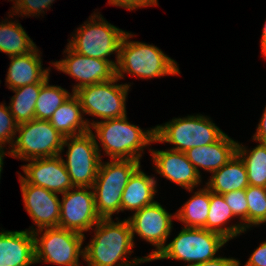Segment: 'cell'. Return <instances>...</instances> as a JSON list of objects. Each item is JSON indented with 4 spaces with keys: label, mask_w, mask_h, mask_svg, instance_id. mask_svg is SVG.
Listing matches in <instances>:
<instances>
[{
    "label": "cell",
    "mask_w": 266,
    "mask_h": 266,
    "mask_svg": "<svg viewBox=\"0 0 266 266\" xmlns=\"http://www.w3.org/2000/svg\"><path fill=\"white\" fill-rule=\"evenodd\" d=\"M17 127L18 124L11 114L9 106L6 103H0V149L8 150L11 148ZM7 144L9 146L8 149Z\"/></svg>",
    "instance_id": "obj_30"
},
{
    "label": "cell",
    "mask_w": 266,
    "mask_h": 266,
    "mask_svg": "<svg viewBox=\"0 0 266 266\" xmlns=\"http://www.w3.org/2000/svg\"><path fill=\"white\" fill-rule=\"evenodd\" d=\"M204 186L211 192L222 195L230 191L246 189L249 183L244 161L236 153L230 161L211 174Z\"/></svg>",
    "instance_id": "obj_22"
},
{
    "label": "cell",
    "mask_w": 266,
    "mask_h": 266,
    "mask_svg": "<svg viewBox=\"0 0 266 266\" xmlns=\"http://www.w3.org/2000/svg\"><path fill=\"white\" fill-rule=\"evenodd\" d=\"M225 132L211 117L193 114L155 126V139L152 143H170L172 150L186 152L194 147H201L218 141Z\"/></svg>",
    "instance_id": "obj_5"
},
{
    "label": "cell",
    "mask_w": 266,
    "mask_h": 266,
    "mask_svg": "<svg viewBox=\"0 0 266 266\" xmlns=\"http://www.w3.org/2000/svg\"><path fill=\"white\" fill-rule=\"evenodd\" d=\"M8 15L10 21L6 18L0 22V52L5 53L8 57L33 52L37 48L36 44L26 33L20 22L12 20L13 13L8 12Z\"/></svg>",
    "instance_id": "obj_24"
},
{
    "label": "cell",
    "mask_w": 266,
    "mask_h": 266,
    "mask_svg": "<svg viewBox=\"0 0 266 266\" xmlns=\"http://www.w3.org/2000/svg\"><path fill=\"white\" fill-rule=\"evenodd\" d=\"M240 265L241 263L240 260L238 259H235L233 257L227 258L219 255L214 259L192 266H240Z\"/></svg>",
    "instance_id": "obj_35"
},
{
    "label": "cell",
    "mask_w": 266,
    "mask_h": 266,
    "mask_svg": "<svg viewBox=\"0 0 266 266\" xmlns=\"http://www.w3.org/2000/svg\"><path fill=\"white\" fill-rule=\"evenodd\" d=\"M237 143L238 141L229 137L228 134H224L218 141L188 149L185 154L202 177L200 169L212 174L230 161L237 153Z\"/></svg>",
    "instance_id": "obj_18"
},
{
    "label": "cell",
    "mask_w": 266,
    "mask_h": 266,
    "mask_svg": "<svg viewBox=\"0 0 266 266\" xmlns=\"http://www.w3.org/2000/svg\"><path fill=\"white\" fill-rule=\"evenodd\" d=\"M109 5L125 8L129 11L149 6H157L158 0H108Z\"/></svg>",
    "instance_id": "obj_33"
},
{
    "label": "cell",
    "mask_w": 266,
    "mask_h": 266,
    "mask_svg": "<svg viewBox=\"0 0 266 266\" xmlns=\"http://www.w3.org/2000/svg\"><path fill=\"white\" fill-rule=\"evenodd\" d=\"M227 242L229 241L216 232L183 227L153 261L174 259L188 263L185 266L204 263L216 258V254Z\"/></svg>",
    "instance_id": "obj_7"
},
{
    "label": "cell",
    "mask_w": 266,
    "mask_h": 266,
    "mask_svg": "<svg viewBox=\"0 0 266 266\" xmlns=\"http://www.w3.org/2000/svg\"><path fill=\"white\" fill-rule=\"evenodd\" d=\"M65 147L66 160L63 159ZM73 186L93 187L102 157H100L91 131L77 136L65 137L60 153Z\"/></svg>",
    "instance_id": "obj_11"
},
{
    "label": "cell",
    "mask_w": 266,
    "mask_h": 266,
    "mask_svg": "<svg viewBox=\"0 0 266 266\" xmlns=\"http://www.w3.org/2000/svg\"><path fill=\"white\" fill-rule=\"evenodd\" d=\"M116 221L101 219L91 229L94 234L84 247L83 260L87 266H139L149 262L145 257L130 259L135 247L130 224L119 217Z\"/></svg>",
    "instance_id": "obj_1"
},
{
    "label": "cell",
    "mask_w": 266,
    "mask_h": 266,
    "mask_svg": "<svg viewBox=\"0 0 266 266\" xmlns=\"http://www.w3.org/2000/svg\"><path fill=\"white\" fill-rule=\"evenodd\" d=\"M89 118H84L83 110L78 97L72 93L68 99L60 105L52 117L51 125L64 137L77 136L90 131Z\"/></svg>",
    "instance_id": "obj_21"
},
{
    "label": "cell",
    "mask_w": 266,
    "mask_h": 266,
    "mask_svg": "<svg viewBox=\"0 0 266 266\" xmlns=\"http://www.w3.org/2000/svg\"><path fill=\"white\" fill-rule=\"evenodd\" d=\"M132 214L126 219L131 227L133 241L137 235L153 248L155 247L151 253L144 256L151 262L165 248L168 238L172 235L173 220H176L175 213L171 214L156 201Z\"/></svg>",
    "instance_id": "obj_12"
},
{
    "label": "cell",
    "mask_w": 266,
    "mask_h": 266,
    "mask_svg": "<svg viewBox=\"0 0 266 266\" xmlns=\"http://www.w3.org/2000/svg\"><path fill=\"white\" fill-rule=\"evenodd\" d=\"M65 137L49 120L33 119L19 124L9 155L21 161L60 155Z\"/></svg>",
    "instance_id": "obj_8"
},
{
    "label": "cell",
    "mask_w": 266,
    "mask_h": 266,
    "mask_svg": "<svg viewBox=\"0 0 266 266\" xmlns=\"http://www.w3.org/2000/svg\"><path fill=\"white\" fill-rule=\"evenodd\" d=\"M157 178L147 175L141 166L132 174L121 198V212L138 211L145 206L155 203L157 189Z\"/></svg>",
    "instance_id": "obj_20"
},
{
    "label": "cell",
    "mask_w": 266,
    "mask_h": 266,
    "mask_svg": "<svg viewBox=\"0 0 266 266\" xmlns=\"http://www.w3.org/2000/svg\"><path fill=\"white\" fill-rule=\"evenodd\" d=\"M187 190L193 193L192 196L175 212L176 220L180 221L183 227L204 228L210 208V190L205 186L197 191Z\"/></svg>",
    "instance_id": "obj_25"
},
{
    "label": "cell",
    "mask_w": 266,
    "mask_h": 266,
    "mask_svg": "<svg viewBox=\"0 0 266 266\" xmlns=\"http://www.w3.org/2000/svg\"><path fill=\"white\" fill-rule=\"evenodd\" d=\"M135 34L126 32L119 51L116 76L122 80L125 74L139 79H153L164 76L180 75L177 62L157 46L131 41Z\"/></svg>",
    "instance_id": "obj_3"
},
{
    "label": "cell",
    "mask_w": 266,
    "mask_h": 266,
    "mask_svg": "<svg viewBox=\"0 0 266 266\" xmlns=\"http://www.w3.org/2000/svg\"><path fill=\"white\" fill-rule=\"evenodd\" d=\"M49 79L42 85L35 106V118L50 120L55 110L62 105L72 92L61 86L49 84Z\"/></svg>",
    "instance_id": "obj_28"
},
{
    "label": "cell",
    "mask_w": 266,
    "mask_h": 266,
    "mask_svg": "<svg viewBox=\"0 0 266 266\" xmlns=\"http://www.w3.org/2000/svg\"><path fill=\"white\" fill-rule=\"evenodd\" d=\"M234 217L223 195L210 191V208L206 230L216 232L228 241L233 240L246 232L242 223L229 225L231 219H235Z\"/></svg>",
    "instance_id": "obj_23"
},
{
    "label": "cell",
    "mask_w": 266,
    "mask_h": 266,
    "mask_svg": "<svg viewBox=\"0 0 266 266\" xmlns=\"http://www.w3.org/2000/svg\"><path fill=\"white\" fill-rule=\"evenodd\" d=\"M260 44H261V46H260L261 47V55H263L264 58L266 59V20H265L264 27L262 30Z\"/></svg>",
    "instance_id": "obj_37"
},
{
    "label": "cell",
    "mask_w": 266,
    "mask_h": 266,
    "mask_svg": "<svg viewBox=\"0 0 266 266\" xmlns=\"http://www.w3.org/2000/svg\"><path fill=\"white\" fill-rule=\"evenodd\" d=\"M38 47L29 54L9 57L10 63L5 85L13 90L29 84L41 82L51 71V67H42V52Z\"/></svg>",
    "instance_id": "obj_19"
},
{
    "label": "cell",
    "mask_w": 266,
    "mask_h": 266,
    "mask_svg": "<svg viewBox=\"0 0 266 266\" xmlns=\"http://www.w3.org/2000/svg\"><path fill=\"white\" fill-rule=\"evenodd\" d=\"M5 155H9L8 150L6 151L4 149H0V179H1V173L3 171V165H4V157H5Z\"/></svg>",
    "instance_id": "obj_38"
},
{
    "label": "cell",
    "mask_w": 266,
    "mask_h": 266,
    "mask_svg": "<svg viewBox=\"0 0 266 266\" xmlns=\"http://www.w3.org/2000/svg\"><path fill=\"white\" fill-rule=\"evenodd\" d=\"M126 32L94 11L89 19L74 31L67 45L78 54L110 61L116 67L120 44ZM113 54L116 59H109Z\"/></svg>",
    "instance_id": "obj_4"
},
{
    "label": "cell",
    "mask_w": 266,
    "mask_h": 266,
    "mask_svg": "<svg viewBox=\"0 0 266 266\" xmlns=\"http://www.w3.org/2000/svg\"><path fill=\"white\" fill-rule=\"evenodd\" d=\"M119 80L116 76L110 81L84 86L74 92L84 117L87 114L103 121L127 115L126 101L131 83L119 84Z\"/></svg>",
    "instance_id": "obj_10"
},
{
    "label": "cell",
    "mask_w": 266,
    "mask_h": 266,
    "mask_svg": "<svg viewBox=\"0 0 266 266\" xmlns=\"http://www.w3.org/2000/svg\"><path fill=\"white\" fill-rule=\"evenodd\" d=\"M61 195L60 228L85 235L101 220L96 210L93 188L74 186Z\"/></svg>",
    "instance_id": "obj_13"
},
{
    "label": "cell",
    "mask_w": 266,
    "mask_h": 266,
    "mask_svg": "<svg viewBox=\"0 0 266 266\" xmlns=\"http://www.w3.org/2000/svg\"><path fill=\"white\" fill-rule=\"evenodd\" d=\"M225 202L233 212V215L239 219L244 229L248 230V202L245 189L230 191L223 194Z\"/></svg>",
    "instance_id": "obj_31"
},
{
    "label": "cell",
    "mask_w": 266,
    "mask_h": 266,
    "mask_svg": "<svg viewBox=\"0 0 266 266\" xmlns=\"http://www.w3.org/2000/svg\"><path fill=\"white\" fill-rule=\"evenodd\" d=\"M55 0H20L10 12L13 15L21 17H39L41 14H45V10H49L52 3Z\"/></svg>",
    "instance_id": "obj_32"
},
{
    "label": "cell",
    "mask_w": 266,
    "mask_h": 266,
    "mask_svg": "<svg viewBox=\"0 0 266 266\" xmlns=\"http://www.w3.org/2000/svg\"><path fill=\"white\" fill-rule=\"evenodd\" d=\"M48 79H50V73L39 83L11 90L15 94L10 98L8 106L18 125L35 119L36 101L42 85Z\"/></svg>",
    "instance_id": "obj_26"
},
{
    "label": "cell",
    "mask_w": 266,
    "mask_h": 266,
    "mask_svg": "<svg viewBox=\"0 0 266 266\" xmlns=\"http://www.w3.org/2000/svg\"><path fill=\"white\" fill-rule=\"evenodd\" d=\"M100 157L101 151L109 159L141 161L144 149L155 139V127L142 129L128 121L127 115L103 121H88ZM93 130L95 132H93ZM100 141V143H99ZM101 146V147H100Z\"/></svg>",
    "instance_id": "obj_2"
},
{
    "label": "cell",
    "mask_w": 266,
    "mask_h": 266,
    "mask_svg": "<svg viewBox=\"0 0 266 266\" xmlns=\"http://www.w3.org/2000/svg\"><path fill=\"white\" fill-rule=\"evenodd\" d=\"M63 54L65 58L49 63L57 71L67 74L78 82L72 87V93L81 87L110 81L116 77V67L110 61L78 54L68 45Z\"/></svg>",
    "instance_id": "obj_14"
},
{
    "label": "cell",
    "mask_w": 266,
    "mask_h": 266,
    "mask_svg": "<svg viewBox=\"0 0 266 266\" xmlns=\"http://www.w3.org/2000/svg\"><path fill=\"white\" fill-rule=\"evenodd\" d=\"M21 165L23 173L18 175L26 182L43 187L51 192L63 194L73 188L68 171L60 155L32 159Z\"/></svg>",
    "instance_id": "obj_16"
},
{
    "label": "cell",
    "mask_w": 266,
    "mask_h": 266,
    "mask_svg": "<svg viewBox=\"0 0 266 266\" xmlns=\"http://www.w3.org/2000/svg\"><path fill=\"white\" fill-rule=\"evenodd\" d=\"M9 1V0H8ZM10 1H12L13 2V6L12 7H14V5H16L20 0H10ZM15 1V2H14Z\"/></svg>",
    "instance_id": "obj_39"
},
{
    "label": "cell",
    "mask_w": 266,
    "mask_h": 266,
    "mask_svg": "<svg viewBox=\"0 0 266 266\" xmlns=\"http://www.w3.org/2000/svg\"><path fill=\"white\" fill-rule=\"evenodd\" d=\"M244 266H266V241L253 250Z\"/></svg>",
    "instance_id": "obj_34"
},
{
    "label": "cell",
    "mask_w": 266,
    "mask_h": 266,
    "mask_svg": "<svg viewBox=\"0 0 266 266\" xmlns=\"http://www.w3.org/2000/svg\"><path fill=\"white\" fill-rule=\"evenodd\" d=\"M140 166L141 162L138 160H101L92 187L96 210L101 219H111L114 214L121 212L124 188Z\"/></svg>",
    "instance_id": "obj_6"
},
{
    "label": "cell",
    "mask_w": 266,
    "mask_h": 266,
    "mask_svg": "<svg viewBox=\"0 0 266 266\" xmlns=\"http://www.w3.org/2000/svg\"><path fill=\"white\" fill-rule=\"evenodd\" d=\"M18 178L24 208L36 226H31L27 230L33 233L44 228L59 227L60 195L43 187L26 183L20 176Z\"/></svg>",
    "instance_id": "obj_15"
},
{
    "label": "cell",
    "mask_w": 266,
    "mask_h": 266,
    "mask_svg": "<svg viewBox=\"0 0 266 266\" xmlns=\"http://www.w3.org/2000/svg\"><path fill=\"white\" fill-rule=\"evenodd\" d=\"M155 173L170 180L186 190L196 189L202 183V177L187 159L185 152L172 149H149Z\"/></svg>",
    "instance_id": "obj_17"
},
{
    "label": "cell",
    "mask_w": 266,
    "mask_h": 266,
    "mask_svg": "<svg viewBox=\"0 0 266 266\" xmlns=\"http://www.w3.org/2000/svg\"><path fill=\"white\" fill-rule=\"evenodd\" d=\"M257 143L254 148L248 149L238 142L237 154L246 166L249 185L266 187V145Z\"/></svg>",
    "instance_id": "obj_27"
},
{
    "label": "cell",
    "mask_w": 266,
    "mask_h": 266,
    "mask_svg": "<svg viewBox=\"0 0 266 266\" xmlns=\"http://www.w3.org/2000/svg\"><path fill=\"white\" fill-rule=\"evenodd\" d=\"M35 239V263L60 266H80L84 259L85 235L56 228H44L33 232Z\"/></svg>",
    "instance_id": "obj_9"
},
{
    "label": "cell",
    "mask_w": 266,
    "mask_h": 266,
    "mask_svg": "<svg viewBox=\"0 0 266 266\" xmlns=\"http://www.w3.org/2000/svg\"><path fill=\"white\" fill-rule=\"evenodd\" d=\"M248 202V230L266 221V187L249 185L245 189Z\"/></svg>",
    "instance_id": "obj_29"
},
{
    "label": "cell",
    "mask_w": 266,
    "mask_h": 266,
    "mask_svg": "<svg viewBox=\"0 0 266 266\" xmlns=\"http://www.w3.org/2000/svg\"><path fill=\"white\" fill-rule=\"evenodd\" d=\"M252 141L266 145V105L262 116L256 127V132L252 136Z\"/></svg>",
    "instance_id": "obj_36"
}]
</instances>
